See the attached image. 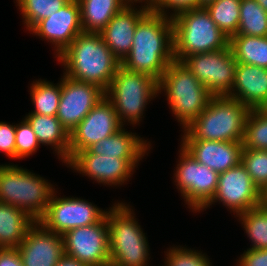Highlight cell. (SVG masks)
Wrapping results in <instances>:
<instances>
[{
  "label": "cell",
  "mask_w": 267,
  "mask_h": 266,
  "mask_svg": "<svg viewBox=\"0 0 267 266\" xmlns=\"http://www.w3.org/2000/svg\"><path fill=\"white\" fill-rule=\"evenodd\" d=\"M173 61L172 18L150 10L138 22L131 51L121 66L159 81Z\"/></svg>",
  "instance_id": "obj_1"
},
{
  "label": "cell",
  "mask_w": 267,
  "mask_h": 266,
  "mask_svg": "<svg viewBox=\"0 0 267 266\" xmlns=\"http://www.w3.org/2000/svg\"><path fill=\"white\" fill-rule=\"evenodd\" d=\"M65 76L99 86L106 91L121 65L100 33L81 32L57 57Z\"/></svg>",
  "instance_id": "obj_2"
},
{
  "label": "cell",
  "mask_w": 267,
  "mask_h": 266,
  "mask_svg": "<svg viewBox=\"0 0 267 266\" xmlns=\"http://www.w3.org/2000/svg\"><path fill=\"white\" fill-rule=\"evenodd\" d=\"M250 108L227 95L213 96L186 128L182 141L243 142Z\"/></svg>",
  "instance_id": "obj_3"
},
{
  "label": "cell",
  "mask_w": 267,
  "mask_h": 266,
  "mask_svg": "<svg viewBox=\"0 0 267 266\" xmlns=\"http://www.w3.org/2000/svg\"><path fill=\"white\" fill-rule=\"evenodd\" d=\"M172 18L174 60L229 46V38L217 27L205 7L178 12Z\"/></svg>",
  "instance_id": "obj_4"
},
{
  "label": "cell",
  "mask_w": 267,
  "mask_h": 266,
  "mask_svg": "<svg viewBox=\"0 0 267 266\" xmlns=\"http://www.w3.org/2000/svg\"><path fill=\"white\" fill-rule=\"evenodd\" d=\"M113 205L106 212L110 266H147L148 240L133 209L123 202Z\"/></svg>",
  "instance_id": "obj_5"
},
{
  "label": "cell",
  "mask_w": 267,
  "mask_h": 266,
  "mask_svg": "<svg viewBox=\"0 0 267 266\" xmlns=\"http://www.w3.org/2000/svg\"><path fill=\"white\" fill-rule=\"evenodd\" d=\"M162 91L183 128L202 113L213 97L183 62L175 60L158 81V93Z\"/></svg>",
  "instance_id": "obj_6"
},
{
  "label": "cell",
  "mask_w": 267,
  "mask_h": 266,
  "mask_svg": "<svg viewBox=\"0 0 267 266\" xmlns=\"http://www.w3.org/2000/svg\"><path fill=\"white\" fill-rule=\"evenodd\" d=\"M55 188L48 180L18 165H0V202L22 209L39 221Z\"/></svg>",
  "instance_id": "obj_7"
},
{
  "label": "cell",
  "mask_w": 267,
  "mask_h": 266,
  "mask_svg": "<svg viewBox=\"0 0 267 266\" xmlns=\"http://www.w3.org/2000/svg\"><path fill=\"white\" fill-rule=\"evenodd\" d=\"M158 96V81L143 73L126 70L121 65L116 70L105 97L112 103L120 123L138 124L144 109ZM127 120V121H126Z\"/></svg>",
  "instance_id": "obj_8"
},
{
  "label": "cell",
  "mask_w": 267,
  "mask_h": 266,
  "mask_svg": "<svg viewBox=\"0 0 267 266\" xmlns=\"http://www.w3.org/2000/svg\"><path fill=\"white\" fill-rule=\"evenodd\" d=\"M174 182L190 209L199 212L214 196L219 173L200 164L182 146Z\"/></svg>",
  "instance_id": "obj_9"
},
{
  "label": "cell",
  "mask_w": 267,
  "mask_h": 266,
  "mask_svg": "<svg viewBox=\"0 0 267 266\" xmlns=\"http://www.w3.org/2000/svg\"><path fill=\"white\" fill-rule=\"evenodd\" d=\"M184 65L213 96L228 95L234 85L237 61L230 46L186 57Z\"/></svg>",
  "instance_id": "obj_10"
},
{
  "label": "cell",
  "mask_w": 267,
  "mask_h": 266,
  "mask_svg": "<svg viewBox=\"0 0 267 266\" xmlns=\"http://www.w3.org/2000/svg\"><path fill=\"white\" fill-rule=\"evenodd\" d=\"M62 237L65 255L87 266H110L106 215L98 223L70 229Z\"/></svg>",
  "instance_id": "obj_11"
},
{
  "label": "cell",
  "mask_w": 267,
  "mask_h": 266,
  "mask_svg": "<svg viewBox=\"0 0 267 266\" xmlns=\"http://www.w3.org/2000/svg\"><path fill=\"white\" fill-rule=\"evenodd\" d=\"M216 202L229 208L236 216L264 202V194L253 183L247 170L240 163L219 173L217 189L213 198L200 210Z\"/></svg>",
  "instance_id": "obj_12"
},
{
  "label": "cell",
  "mask_w": 267,
  "mask_h": 266,
  "mask_svg": "<svg viewBox=\"0 0 267 266\" xmlns=\"http://www.w3.org/2000/svg\"><path fill=\"white\" fill-rule=\"evenodd\" d=\"M56 193L54 191L44 216L38 221L49 231L63 235L70 229L98 223L106 215L107 211L85 199L61 198Z\"/></svg>",
  "instance_id": "obj_13"
},
{
  "label": "cell",
  "mask_w": 267,
  "mask_h": 266,
  "mask_svg": "<svg viewBox=\"0 0 267 266\" xmlns=\"http://www.w3.org/2000/svg\"><path fill=\"white\" fill-rule=\"evenodd\" d=\"M122 127L112 103L104 97L70 133L69 161Z\"/></svg>",
  "instance_id": "obj_14"
},
{
  "label": "cell",
  "mask_w": 267,
  "mask_h": 266,
  "mask_svg": "<svg viewBox=\"0 0 267 266\" xmlns=\"http://www.w3.org/2000/svg\"><path fill=\"white\" fill-rule=\"evenodd\" d=\"M104 97L105 91L99 86L63 75L56 117L70 134Z\"/></svg>",
  "instance_id": "obj_15"
},
{
  "label": "cell",
  "mask_w": 267,
  "mask_h": 266,
  "mask_svg": "<svg viewBox=\"0 0 267 266\" xmlns=\"http://www.w3.org/2000/svg\"><path fill=\"white\" fill-rule=\"evenodd\" d=\"M142 159H121L109 155H97L88 149L78 152L68 163L84 176H88L98 183L116 186L124 184L134 173L135 167Z\"/></svg>",
  "instance_id": "obj_16"
},
{
  "label": "cell",
  "mask_w": 267,
  "mask_h": 266,
  "mask_svg": "<svg viewBox=\"0 0 267 266\" xmlns=\"http://www.w3.org/2000/svg\"><path fill=\"white\" fill-rule=\"evenodd\" d=\"M29 31L53 44L56 57H59L83 32L78 0H69L55 14L40 20Z\"/></svg>",
  "instance_id": "obj_17"
},
{
  "label": "cell",
  "mask_w": 267,
  "mask_h": 266,
  "mask_svg": "<svg viewBox=\"0 0 267 266\" xmlns=\"http://www.w3.org/2000/svg\"><path fill=\"white\" fill-rule=\"evenodd\" d=\"M23 266H56L65 255L60 234L47 230L36 221L17 247Z\"/></svg>",
  "instance_id": "obj_18"
},
{
  "label": "cell",
  "mask_w": 267,
  "mask_h": 266,
  "mask_svg": "<svg viewBox=\"0 0 267 266\" xmlns=\"http://www.w3.org/2000/svg\"><path fill=\"white\" fill-rule=\"evenodd\" d=\"M133 4H127L100 32L101 38L120 63L131 51L138 22L150 11L146 3L139 10Z\"/></svg>",
  "instance_id": "obj_19"
},
{
  "label": "cell",
  "mask_w": 267,
  "mask_h": 266,
  "mask_svg": "<svg viewBox=\"0 0 267 266\" xmlns=\"http://www.w3.org/2000/svg\"><path fill=\"white\" fill-rule=\"evenodd\" d=\"M200 164L217 173L241 163L243 142L181 141V145Z\"/></svg>",
  "instance_id": "obj_20"
},
{
  "label": "cell",
  "mask_w": 267,
  "mask_h": 266,
  "mask_svg": "<svg viewBox=\"0 0 267 266\" xmlns=\"http://www.w3.org/2000/svg\"><path fill=\"white\" fill-rule=\"evenodd\" d=\"M227 96L250 109L267 108V69L237 63L234 85Z\"/></svg>",
  "instance_id": "obj_21"
},
{
  "label": "cell",
  "mask_w": 267,
  "mask_h": 266,
  "mask_svg": "<svg viewBox=\"0 0 267 266\" xmlns=\"http://www.w3.org/2000/svg\"><path fill=\"white\" fill-rule=\"evenodd\" d=\"M25 119L31 125L40 144L54 147L58 157L69 162L70 134L56 116L28 113Z\"/></svg>",
  "instance_id": "obj_22"
},
{
  "label": "cell",
  "mask_w": 267,
  "mask_h": 266,
  "mask_svg": "<svg viewBox=\"0 0 267 266\" xmlns=\"http://www.w3.org/2000/svg\"><path fill=\"white\" fill-rule=\"evenodd\" d=\"M128 132L122 127L120 130L95 144L88 150L93 154L115 156L121 159H143L150 148V142Z\"/></svg>",
  "instance_id": "obj_23"
},
{
  "label": "cell",
  "mask_w": 267,
  "mask_h": 266,
  "mask_svg": "<svg viewBox=\"0 0 267 266\" xmlns=\"http://www.w3.org/2000/svg\"><path fill=\"white\" fill-rule=\"evenodd\" d=\"M35 222L22 209L0 202V248H17Z\"/></svg>",
  "instance_id": "obj_24"
},
{
  "label": "cell",
  "mask_w": 267,
  "mask_h": 266,
  "mask_svg": "<svg viewBox=\"0 0 267 266\" xmlns=\"http://www.w3.org/2000/svg\"><path fill=\"white\" fill-rule=\"evenodd\" d=\"M83 32L100 33L129 0H78Z\"/></svg>",
  "instance_id": "obj_25"
},
{
  "label": "cell",
  "mask_w": 267,
  "mask_h": 266,
  "mask_svg": "<svg viewBox=\"0 0 267 266\" xmlns=\"http://www.w3.org/2000/svg\"><path fill=\"white\" fill-rule=\"evenodd\" d=\"M229 46L237 63L267 69V36L233 35L229 38Z\"/></svg>",
  "instance_id": "obj_26"
},
{
  "label": "cell",
  "mask_w": 267,
  "mask_h": 266,
  "mask_svg": "<svg viewBox=\"0 0 267 266\" xmlns=\"http://www.w3.org/2000/svg\"><path fill=\"white\" fill-rule=\"evenodd\" d=\"M31 85L30 96L35 108L31 113L56 116L61 96V81L55 85L39 79Z\"/></svg>",
  "instance_id": "obj_27"
},
{
  "label": "cell",
  "mask_w": 267,
  "mask_h": 266,
  "mask_svg": "<svg viewBox=\"0 0 267 266\" xmlns=\"http://www.w3.org/2000/svg\"><path fill=\"white\" fill-rule=\"evenodd\" d=\"M237 217L252 241L249 249H267V203L263 202Z\"/></svg>",
  "instance_id": "obj_28"
},
{
  "label": "cell",
  "mask_w": 267,
  "mask_h": 266,
  "mask_svg": "<svg viewBox=\"0 0 267 266\" xmlns=\"http://www.w3.org/2000/svg\"><path fill=\"white\" fill-rule=\"evenodd\" d=\"M241 0H216L205 8L217 27L228 37L237 34Z\"/></svg>",
  "instance_id": "obj_29"
},
{
  "label": "cell",
  "mask_w": 267,
  "mask_h": 266,
  "mask_svg": "<svg viewBox=\"0 0 267 266\" xmlns=\"http://www.w3.org/2000/svg\"><path fill=\"white\" fill-rule=\"evenodd\" d=\"M267 36V12L255 0H241L237 34Z\"/></svg>",
  "instance_id": "obj_30"
},
{
  "label": "cell",
  "mask_w": 267,
  "mask_h": 266,
  "mask_svg": "<svg viewBox=\"0 0 267 266\" xmlns=\"http://www.w3.org/2000/svg\"><path fill=\"white\" fill-rule=\"evenodd\" d=\"M243 149L267 150V108L250 109L245 122Z\"/></svg>",
  "instance_id": "obj_31"
},
{
  "label": "cell",
  "mask_w": 267,
  "mask_h": 266,
  "mask_svg": "<svg viewBox=\"0 0 267 266\" xmlns=\"http://www.w3.org/2000/svg\"><path fill=\"white\" fill-rule=\"evenodd\" d=\"M69 0H16L22 14L23 24L30 30L37 22L48 18Z\"/></svg>",
  "instance_id": "obj_32"
},
{
  "label": "cell",
  "mask_w": 267,
  "mask_h": 266,
  "mask_svg": "<svg viewBox=\"0 0 267 266\" xmlns=\"http://www.w3.org/2000/svg\"><path fill=\"white\" fill-rule=\"evenodd\" d=\"M241 164L253 183L265 194L267 192V150L243 149Z\"/></svg>",
  "instance_id": "obj_33"
},
{
  "label": "cell",
  "mask_w": 267,
  "mask_h": 266,
  "mask_svg": "<svg viewBox=\"0 0 267 266\" xmlns=\"http://www.w3.org/2000/svg\"><path fill=\"white\" fill-rule=\"evenodd\" d=\"M165 260V266H211L212 264L202 252L181 246L170 247Z\"/></svg>",
  "instance_id": "obj_34"
},
{
  "label": "cell",
  "mask_w": 267,
  "mask_h": 266,
  "mask_svg": "<svg viewBox=\"0 0 267 266\" xmlns=\"http://www.w3.org/2000/svg\"><path fill=\"white\" fill-rule=\"evenodd\" d=\"M40 143L26 119L16 124L15 159H23L37 152Z\"/></svg>",
  "instance_id": "obj_35"
},
{
  "label": "cell",
  "mask_w": 267,
  "mask_h": 266,
  "mask_svg": "<svg viewBox=\"0 0 267 266\" xmlns=\"http://www.w3.org/2000/svg\"><path fill=\"white\" fill-rule=\"evenodd\" d=\"M148 6L151 11L167 15L168 11L166 9L172 10L170 16H174L180 11L193 9L199 7V0H152ZM167 11V12H166Z\"/></svg>",
  "instance_id": "obj_36"
},
{
  "label": "cell",
  "mask_w": 267,
  "mask_h": 266,
  "mask_svg": "<svg viewBox=\"0 0 267 266\" xmlns=\"http://www.w3.org/2000/svg\"><path fill=\"white\" fill-rule=\"evenodd\" d=\"M16 125L0 121V152L15 159Z\"/></svg>",
  "instance_id": "obj_37"
},
{
  "label": "cell",
  "mask_w": 267,
  "mask_h": 266,
  "mask_svg": "<svg viewBox=\"0 0 267 266\" xmlns=\"http://www.w3.org/2000/svg\"><path fill=\"white\" fill-rule=\"evenodd\" d=\"M237 266H267V249H247Z\"/></svg>",
  "instance_id": "obj_38"
},
{
  "label": "cell",
  "mask_w": 267,
  "mask_h": 266,
  "mask_svg": "<svg viewBox=\"0 0 267 266\" xmlns=\"http://www.w3.org/2000/svg\"><path fill=\"white\" fill-rule=\"evenodd\" d=\"M0 266H23L17 248H0Z\"/></svg>",
  "instance_id": "obj_39"
},
{
  "label": "cell",
  "mask_w": 267,
  "mask_h": 266,
  "mask_svg": "<svg viewBox=\"0 0 267 266\" xmlns=\"http://www.w3.org/2000/svg\"><path fill=\"white\" fill-rule=\"evenodd\" d=\"M56 266H87V265L78 261L77 259L64 255L60 259V261L56 264Z\"/></svg>",
  "instance_id": "obj_40"
},
{
  "label": "cell",
  "mask_w": 267,
  "mask_h": 266,
  "mask_svg": "<svg viewBox=\"0 0 267 266\" xmlns=\"http://www.w3.org/2000/svg\"><path fill=\"white\" fill-rule=\"evenodd\" d=\"M267 12V0H255Z\"/></svg>",
  "instance_id": "obj_41"
},
{
  "label": "cell",
  "mask_w": 267,
  "mask_h": 266,
  "mask_svg": "<svg viewBox=\"0 0 267 266\" xmlns=\"http://www.w3.org/2000/svg\"><path fill=\"white\" fill-rule=\"evenodd\" d=\"M216 0H199V7H205L208 3H211Z\"/></svg>",
  "instance_id": "obj_42"
},
{
  "label": "cell",
  "mask_w": 267,
  "mask_h": 266,
  "mask_svg": "<svg viewBox=\"0 0 267 266\" xmlns=\"http://www.w3.org/2000/svg\"><path fill=\"white\" fill-rule=\"evenodd\" d=\"M130 2H135V3H146V4H149L152 0H129Z\"/></svg>",
  "instance_id": "obj_43"
},
{
  "label": "cell",
  "mask_w": 267,
  "mask_h": 266,
  "mask_svg": "<svg viewBox=\"0 0 267 266\" xmlns=\"http://www.w3.org/2000/svg\"><path fill=\"white\" fill-rule=\"evenodd\" d=\"M264 202L267 203V192L264 194Z\"/></svg>",
  "instance_id": "obj_44"
}]
</instances>
